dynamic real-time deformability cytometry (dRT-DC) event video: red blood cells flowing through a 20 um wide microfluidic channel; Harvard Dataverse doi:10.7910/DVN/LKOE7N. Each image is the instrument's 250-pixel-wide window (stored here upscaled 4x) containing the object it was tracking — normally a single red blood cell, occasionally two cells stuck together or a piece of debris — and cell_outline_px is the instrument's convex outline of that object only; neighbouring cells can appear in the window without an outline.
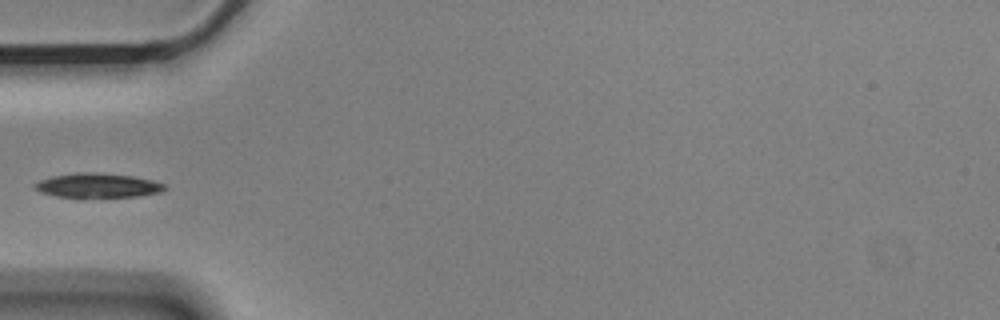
{"species": "Egyptian fruit bat (a non-hibernating species)", "species_latin": "Rousettus aegyptiacus", "temperature_condition": "cold", "stored_images_in_passage": 6, "camera_frame_rate_fps": 3000, "um_per_image_px": 0.085, "animal": {"sex": "male"}, "frame": {"image": 1, "passage_image": 5, "time_ms": 1.333, "image_size_px": [1000, 320], "cell_outline_px": [[168, 188], [160, 192], [136, 196], [80, 200], [56, 196], [40, 192], [32, 184], [40, 180], [52, 176], [80, 172], [92, 172], [132, 176], [152, 180], [164, 184]], "centroid_in_image_um": [8.26, 15.81], "position_along_channel_um": 76.7, "area_um2": 19.13}}
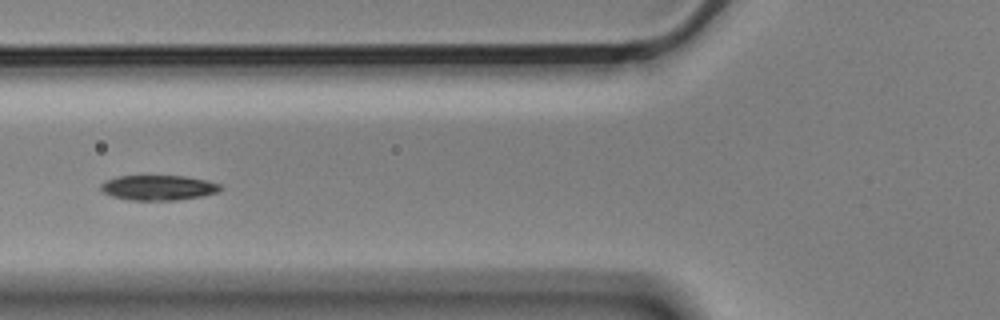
{"frame": {"image": 2, "passage_image": 6, "time_ms": 1.667, "image_size_px": [1000, 320], "cell_outline_px": [[224, 188], [220, 192], [200, 196], [176, 200], [128, 200], [112, 196], [104, 192], [100, 188], [100, 184], [116, 176], [184, 176], [204, 180], [220, 184]], "centroid_in_image_um": [13.47, 15.95], "position_along_channel_um": 112.3, "area_um2": 17.4}}